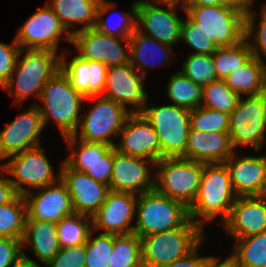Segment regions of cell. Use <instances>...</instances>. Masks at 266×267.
<instances>
[{"mask_svg": "<svg viewBox=\"0 0 266 267\" xmlns=\"http://www.w3.org/2000/svg\"><path fill=\"white\" fill-rule=\"evenodd\" d=\"M60 61L61 54L50 49L20 48L15 68L1 88L13 94L20 107L31 95L39 99L43 86L60 70Z\"/></svg>", "mask_w": 266, "mask_h": 267, "instance_id": "cell-1", "label": "cell"}, {"mask_svg": "<svg viewBox=\"0 0 266 267\" xmlns=\"http://www.w3.org/2000/svg\"><path fill=\"white\" fill-rule=\"evenodd\" d=\"M237 196L235 195L224 163L205 164L199 191L193 204L188 208L189 218L203 230L205 222L220 218L224 223Z\"/></svg>", "mask_w": 266, "mask_h": 267, "instance_id": "cell-2", "label": "cell"}, {"mask_svg": "<svg viewBox=\"0 0 266 267\" xmlns=\"http://www.w3.org/2000/svg\"><path fill=\"white\" fill-rule=\"evenodd\" d=\"M39 101L42 105L36 102L32 105L39 109L44 127L53 119L63 137L73 135L77 131L85 97L72 87L61 70L43 86Z\"/></svg>", "mask_w": 266, "mask_h": 267, "instance_id": "cell-3", "label": "cell"}, {"mask_svg": "<svg viewBox=\"0 0 266 267\" xmlns=\"http://www.w3.org/2000/svg\"><path fill=\"white\" fill-rule=\"evenodd\" d=\"M190 218L172 230L141 237L143 267H166L190 253L206 236Z\"/></svg>", "mask_w": 266, "mask_h": 267, "instance_id": "cell-4", "label": "cell"}, {"mask_svg": "<svg viewBox=\"0 0 266 267\" xmlns=\"http://www.w3.org/2000/svg\"><path fill=\"white\" fill-rule=\"evenodd\" d=\"M204 163L182 157L162 158L155 164L154 189L189 208L195 201Z\"/></svg>", "mask_w": 266, "mask_h": 267, "instance_id": "cell-5", "label": "cell"}, {"mask_svg": "<svg viewBox=\"0 0 266 267\" xmlns=\"http://www.w3.org/2000/svg\"><path fill=\"white\" fill-rule=\"evenodd\" d=\"M133 233L144 237L181 227L188 219V208L155 189L138 195Z\"/></svg>", "mask_w": 266, "mask_h": 267, "instance_id": "cell-6", "label": "cell"}, {"mask_svg": "<svg viewBox=\"0 0 266 267\" xmlns=\"http://www.w3.org/2000/svg\"><path fill=\"white\" fill-rule=\"evenodd\" d=\"M96 100L80 117V123L73 136L88 142H102L115 146L114 137L119 136L127 117L131 114L114 100L102 95L86 97L85 101ZM80 129V132H78Z\"/></svg>", "mask_w": 266, "mask_h": 267, "instance_id": "cell-7", "label": "cell"}, {"mask_svg": "<svg viewBox=\"0 0 266 267\" xmlns=\"http://www.w3.org/2000/svg\"><path fill=\"white\" fill-rule=\"evenodd\" d=\"M183 10L217 48L234 45L245 38V15L231 7L186 6Z\"/></svg>", "mask_w": 266, "mask_h": 267, "instance_id": "cell-8", "label": "cell"}, {"mask_svg": "<svg viewBox=\"0 0 266 267\" xmlns=\"http://www.w3.org/2000/svg\"><path fill=\"white\" fill-rule=\"evenodd\" d=\"M190 112L186 108L171 105L148 107L144 105L141 114L151 124L159 137L161 159L181 157L184 154L191 129Z\"/></svg>", "mask_w": 266, "mask_h": 267, "instance_id": "cell-9", "label": "cell"}, {"mask_svg": "<svg viewBox=\"0 0 266 267\" xmlns=\"http://www.w3.org/2000/svg\"><path fill=\"white\" fill-rule=\"evenodd\" d=\"M229 134L233 148L249 145L260 151L266 143V92L240 97L229 115Z\"/></svg>", "mask_w": 266, "mask_h": 267, "instance_id": "cell-10", "label": "cell"}, {"mask_svg": "<svg viewBox=\"0 0 266 267\" xmlns=\"http://www.w3.org/2000/svg\"><path fill=\"white\" fill-rule=\"evenodd\" d=\"M2 166L7 176L14 177L9 179L19 195L29 191L25 185L34 190L53 184L61 177L60 170L55 175L41 145L7 158Z\"/></svg>", "mask_w": 266, "mask_h": 267, "instance_id": "cell-11", "label": "cell"}, {"mask_svg": "<svg viewBox=\"0 0 266 267\" xmlns=\"http://www.w3.org/2000/svg\"><path fill=\"white\" fill-rule=\"evenodd\" d=\"M136 3L138 32L168 46H174L180 41L183 19L177 15V5L154 0H138Z\"/></svg>", "mask_w": 266, "mask_h": 267, "instance_id": "cell-12", "label": "cell"}, {"mask_svg": "<svg viewBox=\"0 0 266 267\" xmlns=\"http://www.w3.org/2000/svg\"><path fill=\"white\" fill-rule=\"evenodd\" d=\"M62 39L71 43V34L47 4L33 13L14 37L22 49H50L56 52Z\"/></svg>", "mask_w": 266, "mask_h": 267, "instance_id": "cell-13", "label": "cell"}, {"mask_svg": "<svg viewBox=\"0 0 266 267\" xmlns=\"http://www.w3.org/2000/svg\"><path fill=\"white\" fill-rule=\"evenodd\" d=\"M71 44L81 59L102 62L107 67L130 63V38L109 36L92 27L72 34Z\"/></svg>", "mask_w": 266, "mask_h": 267, "instance_id": "cell-14", "label": "cell"}, {"mask_svg": "<svg viewBox=\"0 0 266 267\" xmlns=\"http://www.w3.org/2000/svg\"><path fill=\"white\" fill-rule=\"evenodd\" d=\"M63 138L71 150L64 161L72 169L85 172L94 180L109 186L113 169V146L80 140L73 135Z\"/></svg>", "mask_w": 266, "mask_h": 267, "instance_id": "cell-15", "label": "cell"}, {"mask_svg": "<svg viewBox=\"0 0 266 267\" xmlns=\"http://www.w3.org/2000/svg\"><path fill=\"white\" fill-rule=\"evenodd\" d=\"M144 79L130 63L108 67L102 96L119 103L131 114L141 113L149 99Z\"/></svg>", "mask_w": 266, "mask_h": 267, "instance_id": "cell-16", "label": "cell"}, {"mask_svg": "<svg viewBox=\"0 0 266 267\" xmlns=\"http://www.w3.org/2000/svg\"><path fill=\"white\" fill-rule=\"evenodd\" d=\"M44 124L39 109L32 105L0 132V160L41 145Z\"/></svg>", "mask_w": 266, "mask_h": 267, "instance_id": "cell-17", "label": "cell"}, {"mask_svg": "<svg viewBox=\"0 0 266 267\" xmlns=\"http://www.w3.org/2000/svg\"><path fill=\"white\" fill-rule=\"evenodd\" d=\"M154 168L153 161L121 154L113 146V169L109 189L136 195L151 191L154 189Z\"/></svg>", "mask_w": 266, "mask_h": 267, "instance_id": "cell-18", "label": "cell"}, {"mask_svg": "<svg viewBox=\"0 0 266 267\" xmlns=\"http://www.w3.org/2000/svg\"><path fill=\"white\" fill-rule=\"evenodd\" d=\"M138 195L129 192L109 191L105 202L92 218V230L104 234L124 235L133 233L131 224L136 214Z\"/></svg>", "mask_w": 266, "mask_h": 267, "instance_id": "cell-19", "label": "cell"}, {"mask_svg": "<svg viewBox=\"0 0 266 267\" xmlns=\"http://www.w3.org/2000/svg\"><path fill=\"white\" fill-rule=\"evenodd\" d=\"M116 150L124 155L149 159L155 164L161 160L159 137L141 113L130 114L121 131Z\"/></svg>", "mask_w": 266, "mask_h": 267, "instance_id": "cell-20", "label": "cell"}, {"mask_svg": "<svg viewBox=\"0 0 266 267\" xmlns=\"http://www.w3.org/2000/svg\"><path fill=\"white\" fill-rule=\"evenodd\" d=\"M25 193L26 219L57 223L74 213L70 194L61 178L50 185Z\"/></svg>", "mask_w": 266, "mask_h": 267, "instance_id": "cell-21", "label": "cell"}, {"mask_svg": "<svg viewBox=\"0 0 266 267\" xmlns=\"http://www.w3.org/2000/svg\"><path fill=\"white\" fill-rule=\"evenodd\" d=\"M60 178L66 184L74 213L92 217L105 202L109 186L94 180L85 172L72 169L65 161Z\"/></svg>", "mask_w": 266, "mask_h": 267, "instance_id": "cell-22", "label": "cell"}, {"mask_svg": "<svg viewBox=\"0 0 266 267\" xmlns=\"http://www.w3.org/2000/svg\"><path fill=\"white\" fill-rule=\"evenodd\" d=\"M237 197L266 195V156H236L225 162Z\"/></svg>", "mask_w": 266, "mask_h": 267, "instance_id": "cell-23", "label": "cell"}, {"mask_svg": "<svg viewBox=\"0 0 266 267\" xmlns=\"http://www.w3.org/2000/svg\"><path fill=\"white\" fill-rule=\"evenodd\" d=\"M221 226L234 240L266 231V195L237 197Z\"/></svg>", "mask_w": 266, "mask_h": 267, "instance_id": "cell-24", "label": "cell"}, {"mask_svg": "<svg viewBox=\"0 0 266 267\" xmlns=\"http://www.w3.org/2000/svg\"><path fill=\"white\" fill-rule=\"evenodd\" d=\"M65 58V54H61L60 70L77 92L85 98L103 94L108 68L104 63L81 59L77 55L70 61Z\"/></svg>", "mask_w": 266, "mask_h": 267, "instance_id": "cell-25", "label": "cell"}, {"mask_svg": "<svg viewBox=\"0 0 266 267\" xmlns=\"http://www.w3.org/2000/svg\"><path fill=\"white\" fill-rule=\"evenodd\" d=\"M229 132L190 129L182 158L205 164L224 163L235 151Z\"/></svg>", "mask_w": 266, "mask_h": 267, "instance_id": "cell-26", "label": "cell"}, {"mask_svg": "<svg viewBox=\"0 0 266 267\" xmlns=\"http://www.w3.org/2000/svg\"><path fill=\"white\" fill-rule=\"evenodd\" d=\"M21 244L22 249L28 247L33 250L36 261L45 266L61 248L58 241L57 223L26 219Z\"/></svg>", "mask_w": 266, "mask_h": 267, "instance_id": "cell-27", "label": "cell"}, {"mask_svg": "<svg viewBox=\"0 0 266 267\" xmlns=\"http://www.w3.org/2000/svg\"><path fill=\"white\" fill-rule=\"evenodd\" d=\"M171 47L135 30L130 36V64L146 78L145 69L170 62L174 55Z\"/></svg>", "mask_w": 266, "mask_h": 267, "instance_id": "cell-28", "label": "cell"}, {"mask_svg": "<svg viewBox=\"0 0 266 267\" xmlns=\"http://www.w3.org/2000/svg\"><path fill=\"white\" fill-rule=\"evenodd\" d=\"M100 0H51L46 3L59 18L69 34L95 27L96 11ZM82 25L70 30L75 24Z\"/></svg>", "mask_w": 266, "mask_h": 267, "instance_id": "cell-29", "label": "cell"}, {"mask_svg": "<svg viewBox=\"0 0 266 267\" xmlns=\"http://www.w3.org/2000/svg\"><path fill=\"white\" fill-rule=\"evenodd\" d=\"M224 81L240 97L262 94L266 92V65L253 56Z\"/></svg>", "mask_w": 266, "mask_h": 267, "instance_id": "cell-30", "label": "cell"}, {"mask_svg": "<svg viewBox=\"0 0 266 267\" xmlns=\"http://www.w3.org/2000/svg\"><path fill=\"white\" fill-rule=\"evenodd\" d=\"M116 7V3L100 0L98 3L97 11H96V23L95 27L98 31L109 35L115 36L118 38H130L133 32L136 30V22H137V3L136 1L131 5V13H118L115 21H113L112 16H116V14L110 15L107 20H105L104 15L109 13L112 9ZM113 16V17H114ZM113 21V23L111 22Z\"/></svg>", "mask_w": 266, "mask_h": 267, "instance_id": "cell-31", "label": "cell"}, {"mask_svg": "<svg viewBox=\"0 0 266 267\" xmlns=\"http://www.w3.org/2000/svg\"><path fill=\"white\" fill-rule=\"evenodd\" d=\"M229 257L235 267H266V231L235 239Z\"/></svg>", "mask_w": 266, "mask_h": 267, "instance_id": "cell-32", "label": "cell"}, {"mask_svg": "<svg viewBox=\"0 0 266 267\" xmlns=\"http://www.w3.org/2000/svg\"><path fill=\"white\" fill-rule=\"evenodd\" d=\"M166 86V96L174 105L188 110L201 106L203 87L183 75L180 71L170 76Z\"/></svg>", "mask_w": 266, "mask_h": 267, "instance_id": "cell-33", "label": "cell"}, {"mask_svg": "<svg viewBox=\"0 0 266 267\" xmlns=\"http://www.w3.org/2000/svg\"><path fill=\"white\" fill-rule=\"evenodd\" d=\"M252 57L253 54L246 38L231 46L218 47L213 53L217 78H226L231 72L246 64Z\"/></svg>", "mask_w": 266, "mask_h": 267, "instance_id": "cell-34", "label": "cell"}, {"mask_svg": "<svg viewBox=\"0 0 266 267\" xmlns=\"http://www.w3.org/2000/svg\"><path fill=\"white\" fill-rule=\"evenodd\" d=\"M91 231L92 218L84 214L73 213L57 222L60 247L85 244Z\"/></svg>", "mask_w": 266, "mask_h": 267, "instance_id": "cell-35", "label": "cell"}, {"mask_svg": "<svg viewBox=\"0 0 266 267\" xmlns=\"http://www.w3.org/2000/svg\"><path fill=\"white\" fill-rule=\"evenodd\" d=\"M110 267H143L141 238L135 233L113 235Z\"/></svg>", "mask_w": 266, "mask_h": 267, "instance_id": "cell-36", "label": "cell"}, {"mask_svg": "<svg viewBox=\"0 0 266 267\" xmlns=\"http://www.w3.org/2000/svg\"><path fill=\"white\" fill-rule=\"evenodd\" d=\"M26 216L23 195L18 194L10 203L0 205V237L22 240Z\"/></svg>", "mask_w": 266, "mask_h": 267, "instance_id": "cell-37", "label": "cell"}, {"mask_svg": "<svg viewBox=\"0 0 266 267\" xmlns=\"http://www.w3.org/2000/svg\"><path fill=\"white\" fill-rule=\"evenodd\" d=\"M240 96L224 81L217 79L203 87L201 106L230 115L237 107Z\"/></svg>", "mask_w": 266, "mask_h": 267, "instance_id": "cell-38", "label": "cell"}, {"mask_svg": "<svg viewBox=\"0 0 266 267\" xmlns=\"http://www.w3.org/2000/svg\"><path fill=\"white\" fill-rule=\"evenodd\" d=\"M260 11L258 26L255 25V11L250 9L245 14V38L249 43L253 56L266 65L265 60H263V58H266V4L261 6ZM250 38L251 40L253 39L254 43L250 41Z\"/></svg>", "mask_w": 266, "mask_h": 267, "instance_id": "cell-39", "label": "cell"}, {"mask_svg": "<svg viewBox=\"0 0 266 267\" xmlns=\"http://www.w3.org/2000/svg\"><path fill=\"white\" fill-rule=\"evenodd\" d=\"M182 67L179 71L202 87L218 79L213 54L199 55L191 53L186 57Z\"/></svg>", "mask_w": 266, "mask_h": 267, "instance_id": "cell-40", "label": "cell"}, {"mask_svg": "<svg viewBox=\"0 0 266 267\" xmlns=\"http://www.w3.org/2000/svg\"><path fill=\"white\" fill-rule=\"evenodd\" d=\"M93 233L92 230L85 243V267H110L113 234L100 233L93 237Z\"/></svg>", "mask_w": 266, "mask_h": 267, "instance_id": "cell-41", "label": "cell"}, {"mask_svg": "<svg viewBox=\"0 0 266 267\" xmlns=\"http://www.w3.org/2000/svg\"><path fill=\"white\" fill-rule=\"evenodd\" d=\"M190 125L198 131L229 132V115L199 106L190 112Z\"/></svg>", "mask_w": 266, "mask_h": 267, "instance_id": "cell-42", "label": "cell"}, {"mask_svg": "<svg viewBox=\"0 0 266 267\" xmlns=\"http://www.w3.org/2000/svg\"><path fill=\"white\" fill-rule=\"evenodd\" d=\"M187 19L183 20L181 26V39L190 48L194 49L193 54H213L217 47L212 40L198 28V25L186 14Z\"/></svg>", "mask_w": 266, "mask_h": 267, "instance_id": "cell-43", "label": "cell"}, {"mask_svg": "<svg viewBox=\"0 0 266 267\" xmlns=\"http://www.w3.org/2000/svg\"><path fill=\"white\" fill-rule=\"evenodd\" d=\"M85 244L61 247L46 267H85Z\"/></svg>", "mask_w": 266, "mask_h": 267, "instance_id": "cell-44", "label": "cell"}, {"mask_svg": "<svg viewBox=\"0 0 266 267\" xmlns=\"http://www.w3.org/2000/svg\"><path fill=\"white\" fill-rule=\"evenodd\" d=\"M19 51L20 47L14 39L11 44L0 42V87L8 81L13 72Z\"/></svg>", "mask_w": 266, "mask_h": 267, "instance_id": "cell-45", "label": "cell"}, {"mask_svg": "<svg viewBox=\"0 0 266 267\" xmlns=\"http://www.w3.org/2000/svg\"><path fill=\"white\" fill-rule=\"evenodd\" d=\"M21 240L0 237V267H11L22 257Z\"/></svg>", "mask_w": 266, "mask_h": 267, "instance_id": "cell-46", "label": "cell"}, {"mask_svg": "<svg viewBox=\"0 0 266 267\" xmlns=\"http://www.w3.org/2000/svg\"><path fill=\"white\" fill-rule=\"evenodd\" d=\"M205 243V238L186 256L173 261L166 267H205L213 256H199V246Z\"/></svg>", "mask_w": 266, "mask_h": 267, "instance_id": "cell-47", "label": "cell"}, {"mask_svg": "<svg viewBox=\"0 0 266 267\" xmlns=\"http://www.w3.org/2000/svg\"><path fill=\"white\" fill-rule=\"evenodd\" d=\"M1 175H5V170L3 168L0 170V205H5L10 203L18 193L14 189L10 179L1 177Z\"/></svg>", "mask_w": 266, "mask_h": 267, "instance_id": "cell-48", "label": "cell"}, {"mask_svg": "<svg viewBox=\"0 0 266 267\" xmlns=\"http://www.w3.org/2000/svg\"><path fill=\"white\" fill-rule=\"evenodd\" d=\"M255 3V0H219V5L231 7L242 14H246Z\"/></svg>", "mask_w": 266, "mask_h": 267, "instance_id": "cell-49", "label": "cell"}, {"mask_svg": "<svg viewBox=\"0 0 266 267\" xmlns=\"http://www.w3.org/2000/svg\"><path fill=\"white\" fill-rule=\"evenodd\" d=\"M205 267H235L233 260L228 256L221 262L220 257L213 256L205 265Z\"/></svg>", "mask_w": 266, "mask_h": 267, "instance_id": "cell-50", "label": "cell"}, {"mask_svg": "<svg viewBox=\"0 0 266 267\" xmlns=\"http://www.w3.org/2000/svg\"><path fill=\"white\" fill-rule=\"evenodd\" d=\"M11 267H41L40 264L33 259H30L24 251L22 257ZM43 267V266H42Z\"/></svg>", "mask_w": 266, "mask_h": 267, "instance_id": "cell-51", "label": "cell"}, {"mask_svg": "<svg viewBox=\"0 0 266 267\" xmlns=\"http://www.w3.org/2000/svg\"><path fill=\"white\" fill-rule=\"evenodd\" d=\"M219 5V0H190L187 6H214Z\"/></svg>", "mask_w": 266, "mask_h": 267, "instance_id": "cell-52", "label": "cell"}, {"mask_svg": "<svg viewBox=\"0 0 266 267\" xmlns=\"http://www.w3.org/2000/svg\"><path fill=\"white\" fill-rule=\"evenodd\" d=\"M160 3H167V4H173V5H179L182 7V9H184L190 0H154Z\"/></svg>", "mask_w": 266, "mask_h": 267, "instance_id": "cell-53", "label": "cell"}]
</instances>
